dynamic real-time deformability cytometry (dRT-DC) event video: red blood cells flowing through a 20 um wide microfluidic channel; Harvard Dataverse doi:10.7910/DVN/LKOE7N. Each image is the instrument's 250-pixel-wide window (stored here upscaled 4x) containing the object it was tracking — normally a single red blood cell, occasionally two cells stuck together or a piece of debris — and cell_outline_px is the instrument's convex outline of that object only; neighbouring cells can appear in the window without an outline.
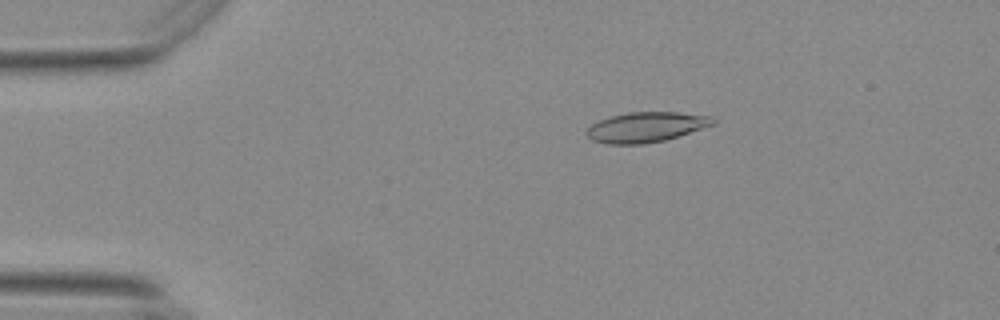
{"species": "Egyptian fruit bat (a non-hibernating species)", "species_latin": "Rousettus aegyptiacus", "temperature_condition": "warm", "stored_images_in_passage": 53, "camera_frame_rate_fps": 3000, "um_per_image_px": 0.085, "animal": {"sex": "female"}, "frame": {"image": 1, "passage_image": 8, "time_ms": 2.333, "image_size_px": [1000, 320], "cell_outline_px": [[716, 124], [664, 140], [644, 144], [608, 144], [592, 140], [588, 136], [588, 128], [592, 124], [600, 120], [612, 116], [628, 112], [676, 112], [712, 116], [716, 120]], "centroid_in_image_um": [54.95, 10.8], "position_along_channel_um": 30.0, "area_um2": 21.96}}
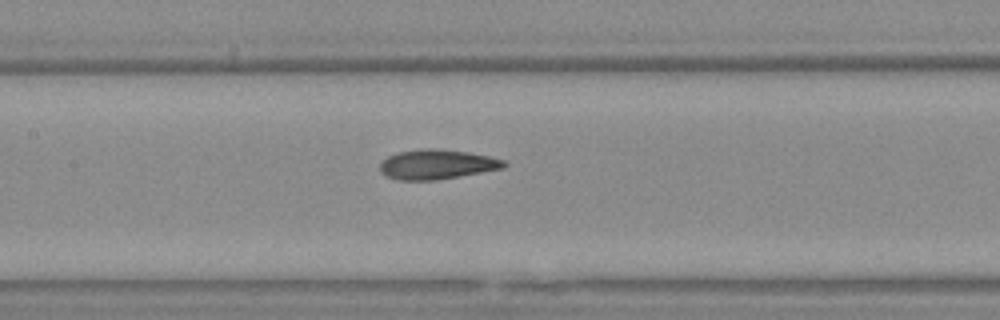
{"frame": {"image": 2, "passage_image": 24, "time_ms": 7.667, "image_size_px": [1000, 320], "cell_outline_px": [[508, 164], [504, 168], [432, 180], [400, 180], [388, 176], [380, 172], [380, 164], [388, 156], [396, 152], [420, 148], [436, 148], [468, 152], [488, 156], [504, 160]], "centroid_in_image_um": [37.12, 13.95], "position_along_channel_um": 170.3, "area_um2": 21.27}}
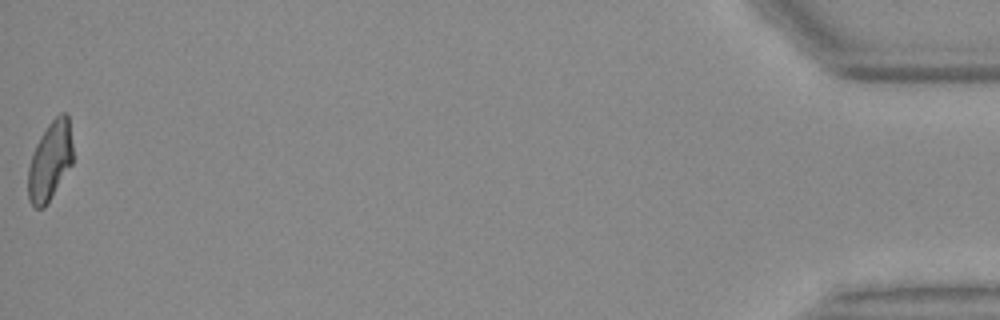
{"frame": {"image": 3, "passage_image": 53, "time_ms": 17.333, "image_size_px": [1000, 320], "cell_outline_px": [[72, 164], [44, 208], [36, 208], [28, 200], [28, 168], [36, 144], [40, 136], [48, 124], [60, 112], [64, 112], [68, 116], [72, 144]], "centroid_in_image_um": [4.24, 13.68], "position_along_channel_um": 431.0, "area_um2": 20.35}, "authors_computed_cell_mechanics": {"area_um2": 21.4438, "velocity_mm_per_s": 3.7074, "shape_relaxation_time_tau1_ms": null, "shape_relaxation_time_tau2_ms": 2.1985, "deformation_change_tau1": null, "deformation_change_tau2": 0.0918}}